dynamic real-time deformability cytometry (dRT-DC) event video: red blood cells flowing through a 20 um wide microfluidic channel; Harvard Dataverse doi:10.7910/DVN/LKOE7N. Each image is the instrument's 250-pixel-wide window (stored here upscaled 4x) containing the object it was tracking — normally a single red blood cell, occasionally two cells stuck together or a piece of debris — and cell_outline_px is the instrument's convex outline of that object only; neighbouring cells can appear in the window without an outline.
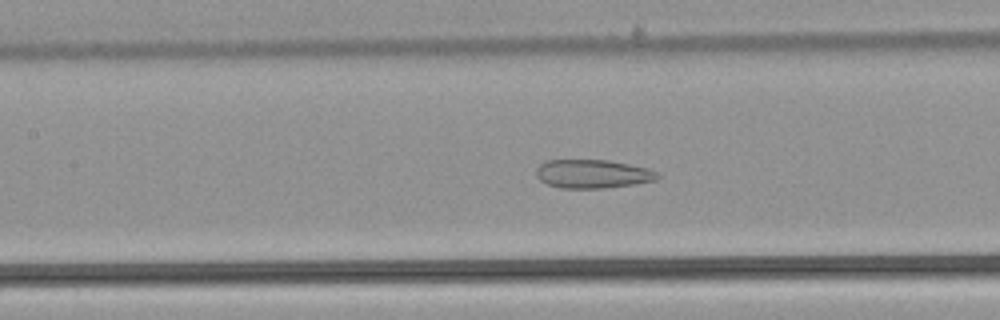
{"species": "common noctule bat (a hibernating species)", "species_latin": "Nyctalus noctula", "temperature_condition": "warm", "stored_images_in_passage": 35, "camera_frame_rate_fps": 3000, "um_per_image_px": 0.085, "animal": {"sex": "male", "body_mass_g": 21.5, "forearm_length_mm": 52.0}, "frame": {"image": 1, "passage_image": 24, "time_ms": 7.667, "image_size_px": [1000, 320], "cell_outline_px": [[664, 176], [656, 180], [632, 184], [604, 188], [560, 188], [548, 184], [540, 180], [536, 176], [536, 168], [544, 160], [608, 160], [648, 168]], "centroid_in_image_um": [50.37, 14.77], "position_along_channel_um": 157.0, "area_um2": 20.29}}
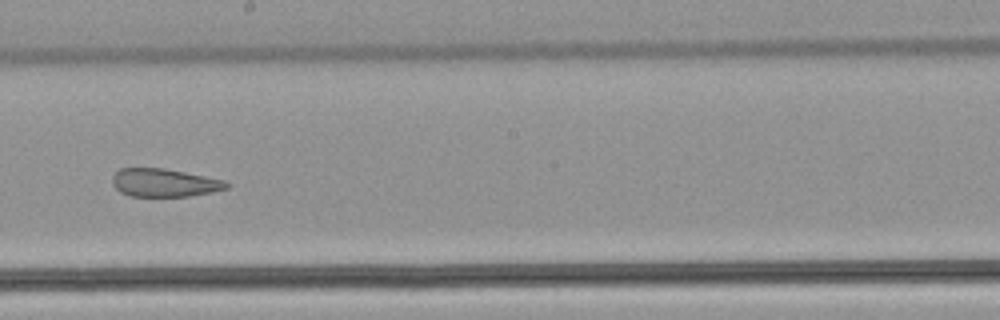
{"frame": {"image": 2, "passage_image": 30, "time_ms": 9.667, "image_size_px": [1000, 320], "cell_outline_px": [[232, 184], [228, 188], [212, 192], [188, 196], [128, 196], [120, 192], [112, 184], [112, 176], [120, 168], [164, 168], [224, 180]], "centroid_in_image_um": [13.96, 15.53], "position_along_channel_um": 234.2, "area_um2": 18.73}}
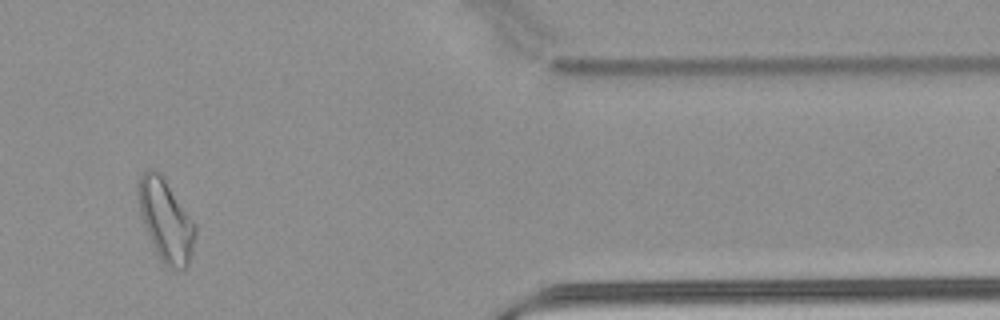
{"frame": {"image": 3, "passage_image": 34, "time_ms": 11.0, "image_size_px": [1000, 320], "cell_outline_px": [[196, 232], [188, 264], [184, 268], [168, 268], [164, 264], [152, 244], [144, 224], [140, 212], [136, 188], [140, 176], [144, 172], [152, 168], [160, 172], [196, 224]], "centroid_in_image_um": [14.08, 18.69], "position_along_channel_um": 397.3, "area_um2": 26.88}, "authors_computed_cell_mechanics": {"area_um2": 29.2468, "velocity_mm_per_s": 3.8901, "shape_relaxation_time_tau1_ms": null, "shape_relaxation_time_tau2_ms": 2.6992, "deformation_change_tau1": null, "deformation_change_tau2": 0.1172}}